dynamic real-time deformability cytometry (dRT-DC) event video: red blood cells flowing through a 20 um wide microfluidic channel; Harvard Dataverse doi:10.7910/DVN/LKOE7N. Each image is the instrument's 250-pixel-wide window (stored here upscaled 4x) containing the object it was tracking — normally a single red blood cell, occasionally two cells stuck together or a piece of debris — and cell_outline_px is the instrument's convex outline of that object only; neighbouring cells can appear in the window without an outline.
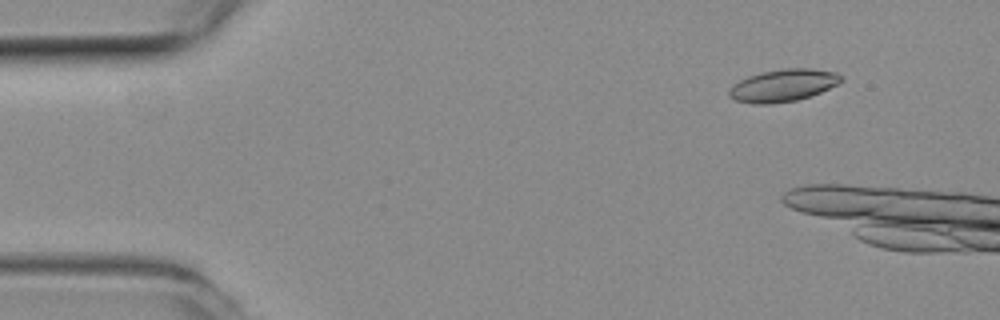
{"species": "common noctule bat (a hibernating species)", "species_latin": "Nyctalus noctula", "temperature_condition": "room temperature", "stored_images_in_passage": 9, "camera_frame_rate_fps": 3000, "um_per_image_px": 0.085, "animal": {"sex": "female", "body_mass_g": 19.3, "forearm_length_mm": 54.1}, "frame": {"image": 1, "passage_image": 6, "time_ms": 1.667, "image_size_px": [1000, 320], "cell_outline_px": [[844, 80], [820, 92], [796, 100], [768, 104], [752, 104], [736, 100], [728, 96], [728, 92], [740, 80], [748, 76], [764, 72], [784, 68], [812, 68], [836, 72]], "centroid_in_image_um": [66.57, 7.25], "position_along_channel_um": 18.4, "area_um2": 20.75}}